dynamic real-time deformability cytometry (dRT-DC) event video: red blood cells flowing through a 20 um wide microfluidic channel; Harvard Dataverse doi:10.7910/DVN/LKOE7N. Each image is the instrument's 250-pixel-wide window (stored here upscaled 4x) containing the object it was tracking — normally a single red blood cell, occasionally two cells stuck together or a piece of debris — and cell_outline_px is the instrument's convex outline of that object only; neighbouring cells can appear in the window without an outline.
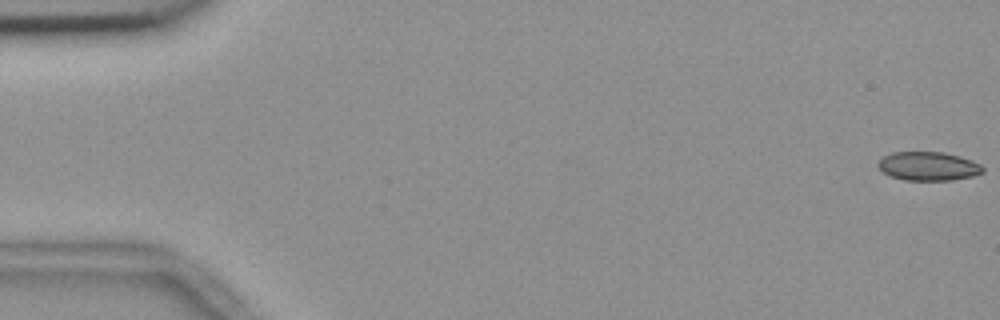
{"species": "common noctule bat (a hibernating species)", "species_latin": "Nyctalus noctula", "temperature_condition": "room temperature", "stored_images_in_passage": 57, "segment_of_instrument_passage": [1, 2], "camera_frame_rate_fps": 3000, "um_per_image_px": 0.085, "animal": {"sex": "female", "body_mass_g": 18.4}, "frame": {"image": 1, "passage_image": 1, "time_ms": 0.0, "image_size_px": [1000, 320], "cell_outline_px": [[984, 172], [972, 176], [952, 180], [904, 180], [892, 176], [884, 172], [876, 164], [884, 156], [892, 152], [944, 152], [960, 156], [972, 160], [980, 164], [984, 168]], "centroid_in_image_um": [78.93, 14.12], "position_along_channel_um": 6.1, "area_um2": 17.51}}
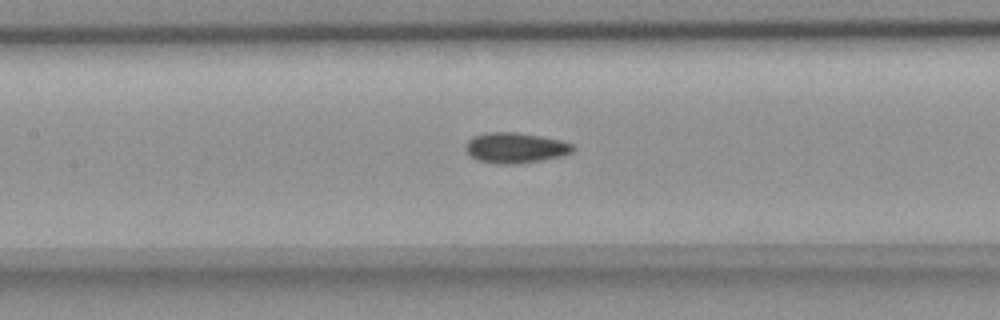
{"frame": {"image": 2, "passage_image": 26, "time_ms": 8.333, "image_size_px": [1000, 320], "cell_outline_px": [[576, 148], [572, 152], [560, 156], [540, 160], [508, 164], [496, 164], [480, 160], [472, 156], [464, 148], [464, 144], [472, 136], [488, 132], [516, 132], [540, 136], [560, 140], [572, 144]], "centroid_in_image_um": [43.78, 12.55], "position_along_channel_um": 163.6, "area_um2": 18.84}}
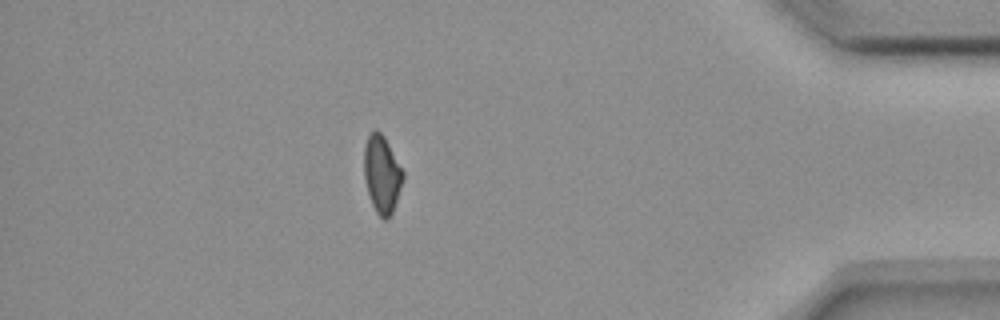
{"frame": {"image": 3, "passage_image": 49, "time_ms": 16.0, "image_size_px": [1000, 320], "cell_outline_px": [[404, 180], [392, 212], [384, 220], [376, 212], [372, 204], [368, 192], [364, 176], [364, 144], [368, 136], [376, 128], [384, 136], [404, 172]], "centroid_in_image_um": [32.46, 14.78], "position_along_channel_um": 402.7, "area_um2": 17.46}}